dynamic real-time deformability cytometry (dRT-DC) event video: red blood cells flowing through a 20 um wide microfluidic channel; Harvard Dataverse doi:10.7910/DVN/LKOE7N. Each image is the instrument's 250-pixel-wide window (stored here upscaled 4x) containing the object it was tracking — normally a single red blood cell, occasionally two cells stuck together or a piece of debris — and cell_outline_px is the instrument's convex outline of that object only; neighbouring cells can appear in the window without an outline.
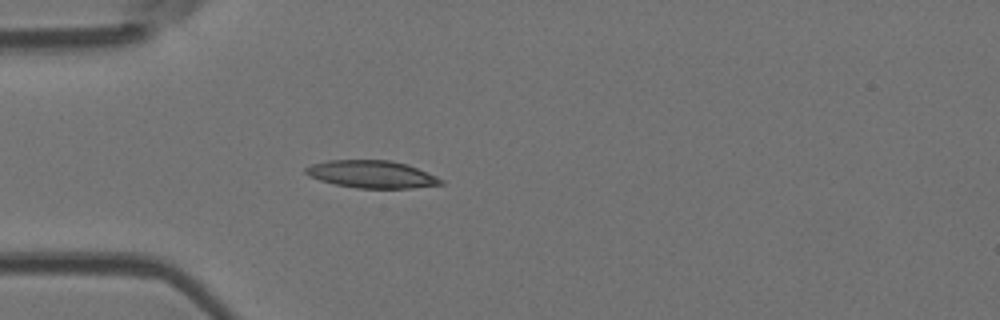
{"species": "Egyptian fruit bat (a non-hibernating species)", "species_latin": "Rousettus aegyptiacus", "temperature_condition": "room temperature", "stored_images_in_passage": 4, "camera_frame_rate_fps": 3000, "um_per_image_px": 0.085, "animal": {"sex": "female"}, "frame": {"image": 1, "passage_image": 4, "time_ms": 3.333, "image_size_px": [1000, 320], "cell_outline_px": [[444, 184], [412, 188], [356, 188], [336, 184], [320, 180], [308, 176], [304, 172], [304, 168], [312, 164], [328, 160], [388, 160], [408, 164], [436, 176], [444, 180]], "centroid_in_image_um": [31.6, 14.81], "position_along_channel_um": 53.4, "area_um2": 21.68}}